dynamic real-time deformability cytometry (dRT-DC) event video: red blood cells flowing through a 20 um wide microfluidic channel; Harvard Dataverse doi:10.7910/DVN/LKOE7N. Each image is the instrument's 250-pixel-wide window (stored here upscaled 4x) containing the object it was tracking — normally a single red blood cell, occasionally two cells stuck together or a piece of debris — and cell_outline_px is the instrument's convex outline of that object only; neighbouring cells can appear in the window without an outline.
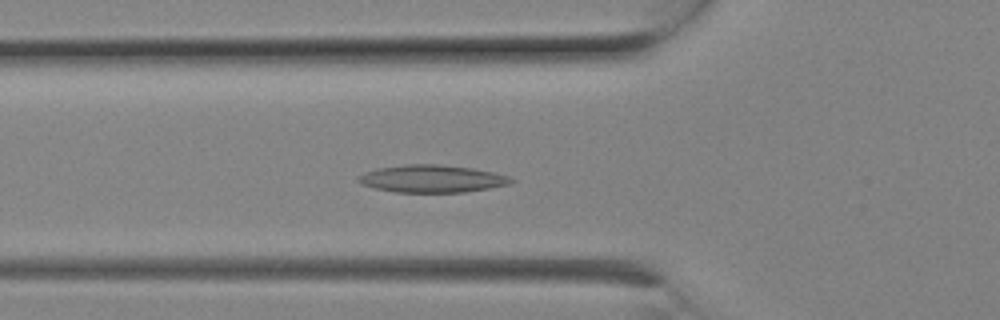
{"species": "Egyptian fruit bat (a non-hibernating species)", "species_latin": "Rousettus aegyptiacus", "temperature_condition": "room temperature", "stored_images_in_passage": 6, "camera_frame_rate_fps": 3000, "um_per_image_px": 0.085, "animal": {"sex": "female"}, "frame": {"image": 1, "passage_image": 6, "time_ms": 1.667, "image_size_px": [1000, 320], "cell_outline_px": [[516, 180], [508, 184], [488, 188], [464, 192], [396, 192], [372, 188], [360, 184], [356, 180], [356, 176], [364, 172], [376, 168], [404, 164], [436, 164], [472, 168], [492, 172], [508, 176]], "centroid_in_image_um": [36.63, 15.19], "position_along_channel_um": 89.2, "area_um2": 24.57}}